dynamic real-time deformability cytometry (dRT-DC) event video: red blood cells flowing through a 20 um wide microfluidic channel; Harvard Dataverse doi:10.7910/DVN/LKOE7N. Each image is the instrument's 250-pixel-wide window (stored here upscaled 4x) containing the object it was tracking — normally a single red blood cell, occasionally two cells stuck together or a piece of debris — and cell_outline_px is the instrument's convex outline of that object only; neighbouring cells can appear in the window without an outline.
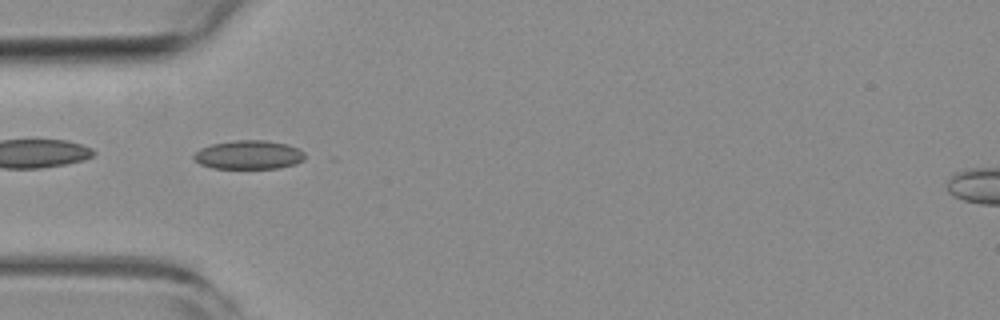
{"species": "common noctule bat (a hibernating species)", "species_latin": "Nyctalus noctula", "temperature_condition": "room temperature", "stored_images_in_passage": 54, "camera_frame_rate_fps": 3000, "um_per_image_px": 0.085, "animal": {"sex": "female", "body_mass_g": 19.3, "forearm_length_mm": 54.1}, "frame": {"image": 1, "passage_image": 17, "time_ms": 5.333, "image_size_px": [1000, 320], "cell_outline_px": [[304, 160], [296, 164], [280, 168], [212, 168], [200, 164], [192, 156], [200, 148], [212, 144], [236, 140], [264, 140], [288, 144], [304, 152]], "centroid_in_image_um": [21.15, 13.16], "position_along_channel_um": 63.8, "area_um2": 18.61}}
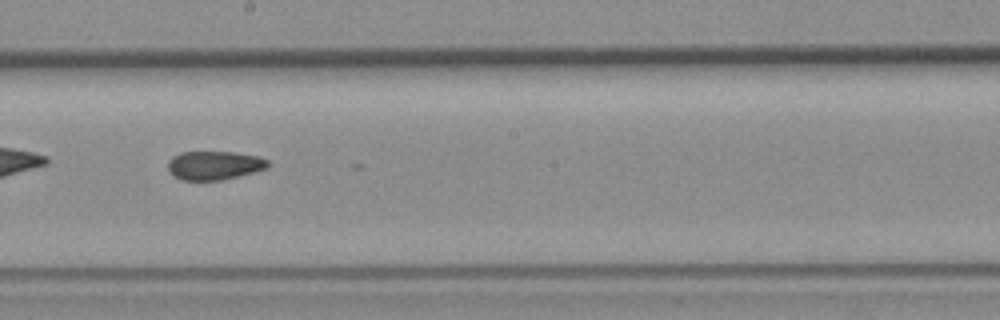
{"frame": {"image": 2, "passage_image": 30, "time_ms": 9.667, "image_size_px": [1000, 320], "cell_outline_px": [[268, 168], [220, 180], [180, 180], [172, 176], [168, 172], [168, 160], [172, 156], [180, 152], [236, 152], [260, 156], [268, 160]], "centroid_in_image_um": [18.17, 14.05], "position_along_channel_um": 230.0, "area_um2": 16.88}}
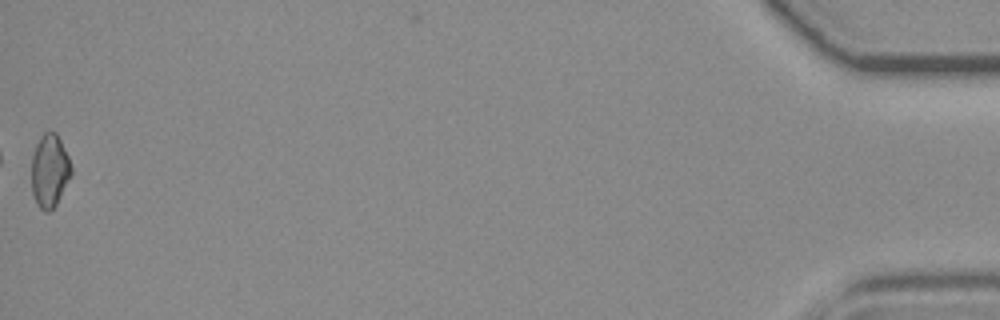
{"frame": {"image": 3, "passage_image": 54, "time_ms": 17.667, "image_size_px": [1000, 320], "cell_outline_px": [[72, 172], [56, 204], [48, 212], [44, 212], [36, 204], [32, 192], [32, 156], [36, 144], [40, 136], [44, 132], [56, 132], [68, 156], [72, 168]], "centroid_in_image_um": [4.2, 14.51], "position_along_channel_um": 431.0, "area_um2": 16.76}}